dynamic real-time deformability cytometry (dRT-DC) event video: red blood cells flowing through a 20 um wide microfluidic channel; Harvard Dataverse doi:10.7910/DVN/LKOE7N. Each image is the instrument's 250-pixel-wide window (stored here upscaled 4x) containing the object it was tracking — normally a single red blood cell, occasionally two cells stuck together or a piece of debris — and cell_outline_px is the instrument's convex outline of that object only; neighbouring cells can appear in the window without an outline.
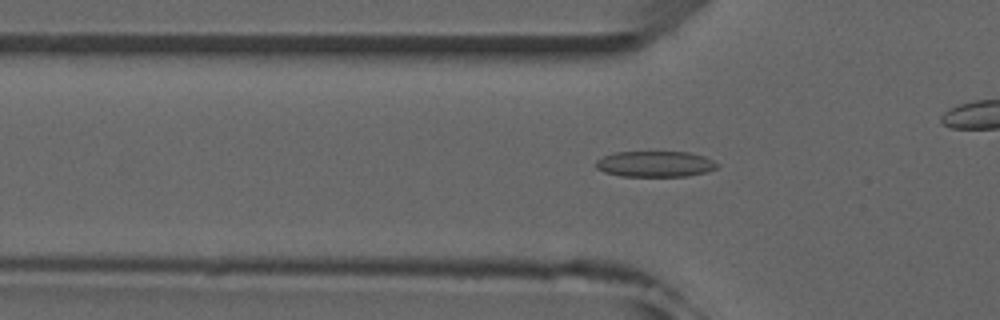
{"species": "common noctule bat (a hibernating species)", "species_latin": "Nyctalus noctula", "temperature_condition": "room temperature", "stored_images_in_passage": 29, "camera_frame_rate_fps": 3000, "um_per_image_px": 0.085, "animal": {"sex": "male", "forearm_length_mm": 52.5}, "frame": {"image": 1, "passage_image": 5, "time_ms": 1.333, "image_size_px": [1000, 320], "cell_outline_px": [[720, 164], [716, 168], [704, 172], [688, 176], [620, 176], [604, 172], [596, 168], [596, 160], [604, 156], [616, 152], [688, 152], [704, 156]], "centroid_in_image_um": [55.68, 13.94], "position_along_channel_um": 70.1, "area_um2": 18.21}}
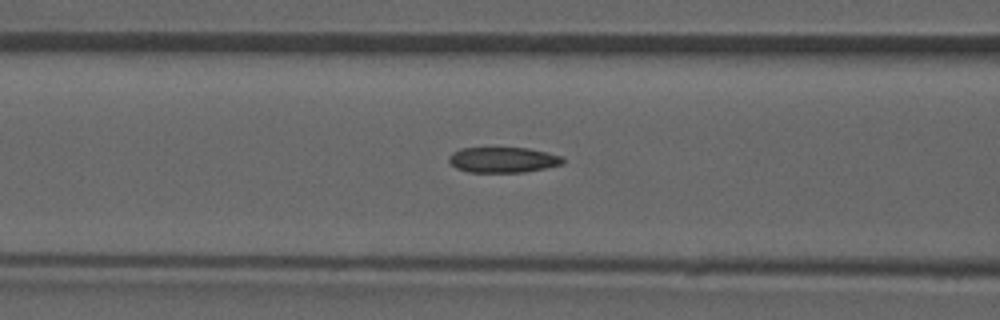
{"frame": {"image": 2, "passage_image": 9, "time_ms": 2.667, "image_size_px": [1000, 320], "cell_outline_px": [[564, 164], [524, 172], [468, 172], [456, 168], [448, 160], [448, 156], [452, 152], [460, 148], [528, 148], [548, 152], [564, 156]], "centroid_in_image_um": [42.77, 13.58], "position_along_channel_um": 123.8, "area_um2": 17.05}}